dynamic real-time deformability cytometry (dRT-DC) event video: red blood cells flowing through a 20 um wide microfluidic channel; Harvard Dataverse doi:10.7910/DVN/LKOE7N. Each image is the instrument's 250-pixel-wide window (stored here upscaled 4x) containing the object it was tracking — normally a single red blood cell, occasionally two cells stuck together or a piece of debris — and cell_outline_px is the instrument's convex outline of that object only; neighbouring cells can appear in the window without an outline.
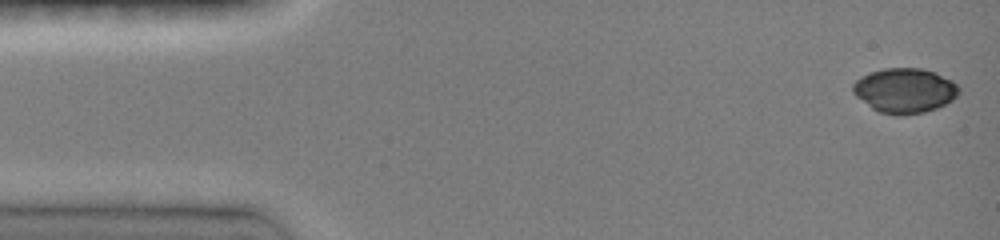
{"species": "common noctule bat (a hibernating species)", "species_latin": "Nyctalus noctula", "temperature_condition": "room temperature", "stored_images_in_passage": 31, "camera_frame_rate_fps": 3000, "um_per_image_px": 0.085, "animal": {"sex": "female", "body_mass_g": 19.0, "forearm_length_mm": 51.5}, "frame": {"image": 1, "passage_image": 1, "time_ms": 0.0, "image_size_px": [1000, 240], "cell_outline_px": [[960, 92], [952, 100], [936, 108], [924, 112], [880, 112], [872, 108], [856, 96], [852, 92], [852, 84], [860, 76], [868, 72], [884, 68], [920, 68], [936, 72], [952, 80], [960, 88]], "centroid_in_image_um": [76.89, 7.64], "position_along_channel_um": 8.1, "area_um2": 27.17}}
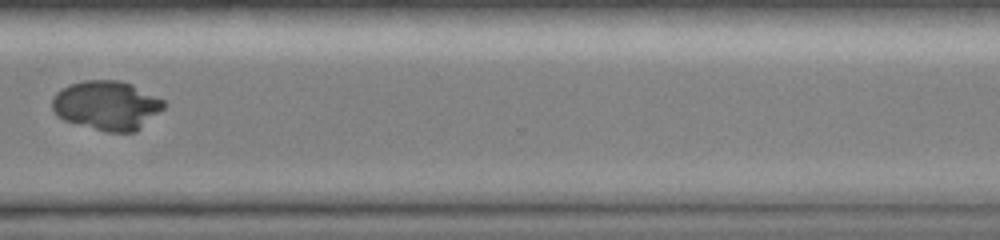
{"frame": {"image": 2, "passage_image": 23, "time_ms": 11.667, "image_size_px": [1000, 240], "cell_outline_px": [[164, 108], [136, 132], [108, 132], [64, 120], [56, 116], [52, 108], [52, 96], [60, 88], [84, 80], [120, 80], [132, 84], [164, 100]], "centroid_in_image_um": [9.05, 8.95], "position_along_channel_um": 361.5, "area_um2": 32.02}}
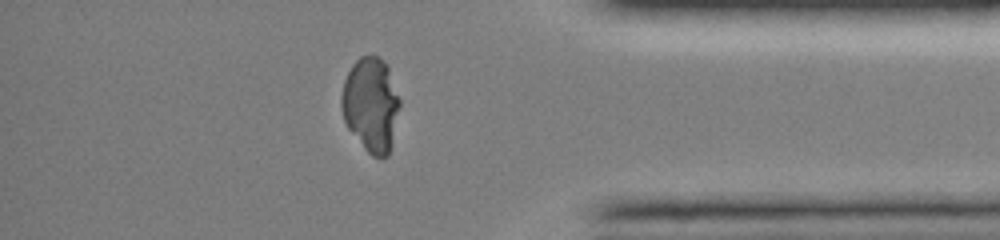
{"frame": {"image": 3, "passage_image": 26, "time_ms": 13.0, "image_size_px": [1000, 240], "cell_outline_px": [[400, 104], [388, 156], [372, 156], [364, 148], [348, 128], [344, 120], [340, 104], [340, 96], [344, 80], [352, 64], [360, 56], [380, 56], [388, 64], [400, 100]], "centroid_in_image_um": [31.51, 8.84], "position_along_channel_um": 403.7, "area_um2": 32.02}}